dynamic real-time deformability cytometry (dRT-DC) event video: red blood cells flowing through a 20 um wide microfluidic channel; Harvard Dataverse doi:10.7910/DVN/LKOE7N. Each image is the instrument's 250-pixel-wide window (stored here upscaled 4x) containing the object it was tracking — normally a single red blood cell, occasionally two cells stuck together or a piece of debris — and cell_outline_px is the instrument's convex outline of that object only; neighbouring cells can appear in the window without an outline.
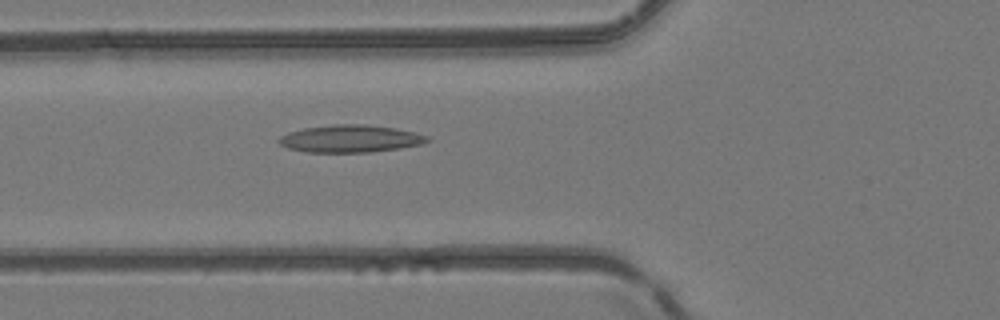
{"species": "common noctule bat (a hibernating species)", "species_latin": "Nyctalus noctula", "temperature_condition": "room temperature", "stored_images_in_passage": 50, "camera_frame_rate_fps": 3000, "um_per_image_px": 0.085, "animal": {"sex": "female", "body_mass_g": 24.6, "forearm_length_mm": 56.2}, "frame": {"image": 1, "passage_image": 19, "time_ms": 6.0, "image_size_px": [1000, 320], "cell_outline_px": [[432, 140], [424, 144], [400, 148], [368, 152], [308, 152], [288, 148], [280, 144], [276, 140], [280, 136], [288, 132], [304, 128], [332, 124], [364, 124], [392, 128], [412, 132], [428, 136]], "centroid_in_image_um": [29.76, 11.79], "position_along_channel_um": 96.0, "area_um2": 23.64}}
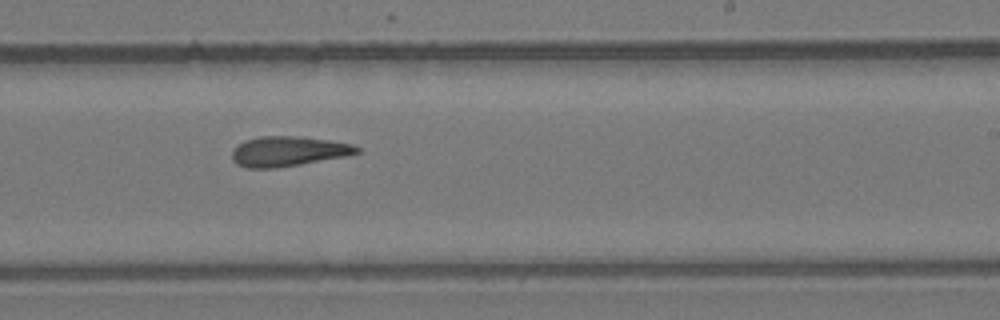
{"frame": {"image": 2, "passage_image": 31, "time_ms": 10.0, "image_size_px": [1000, 320], "cell_outline_px": [[360, 152], [344, 156], [300, 164], [272, 168], [248, 168], [236, 164], [232, 160], [232, 152], [244, 140], [260, 136], [300, 136], [328, 140], [352, 144], [360, 148]], "centroid_in_image_um": [24.48, 12.85], "position_along_channel_um": 264.5, "area_um2": 21.56}}
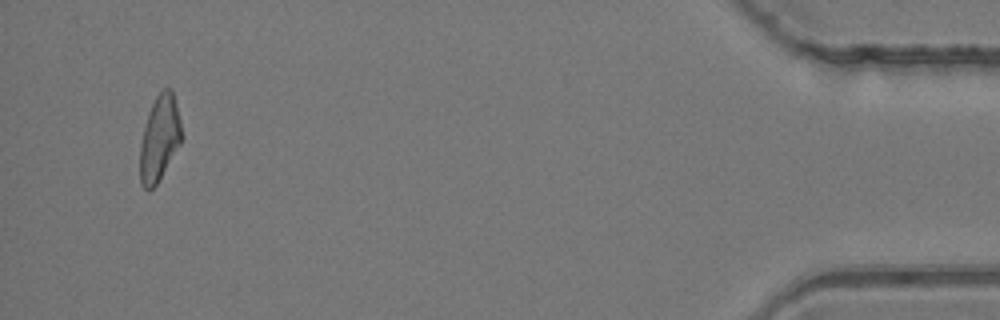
{"frame": {"image": 3, "passage_image": 48, "time_ms": 15.667, "image_size_px": [1000, 320], "cell_outline_px": [[180, 144], [156, 184], [148, 192], [140, 184], [140, 144], [144, 128], [152, 104], [156, 96], [164, 88], [172, 88], [180, 120]], "centroid_in_image_um": [13.54, 11.77], "position_along_channel_um": 421.7, "area_um2": 20.23}}